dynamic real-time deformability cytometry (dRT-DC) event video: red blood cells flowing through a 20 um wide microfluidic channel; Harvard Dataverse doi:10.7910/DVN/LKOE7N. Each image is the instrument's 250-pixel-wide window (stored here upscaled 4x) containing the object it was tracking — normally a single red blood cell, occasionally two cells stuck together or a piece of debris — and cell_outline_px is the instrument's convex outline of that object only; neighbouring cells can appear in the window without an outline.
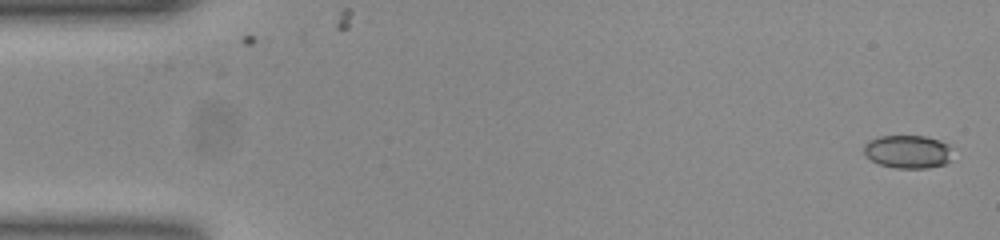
{"species": "common noctule bat (a hibernating species)", "species_latin": "Nyctalus noctula", "temperature_condition": "room temperature", "stored_images_in_passage": 52, "camera_frame_rate_fps": 3000, "um_per_image_px": 0.085, "animal": {"sex": "female", "body_mass_g": 23.0, "forearm_length_mm": 53.4}, "frame": {"image": 1, "passage_image": 1, "time_ms": 0.0, "image_size_px": [1000, 240], "cell_outline_px": [[948, 160], [944, 164], [928, 168], [896, 168], [880, 164], [872, 160], [864, 152], [864, 144], [868, 140], [880, 136], [924, 136], [940, 140], [948, 144]], "centroid_in_image_um": [77.11, 12.88], "position_along_channel_um": 7.9, "area_um2": 16.82}}
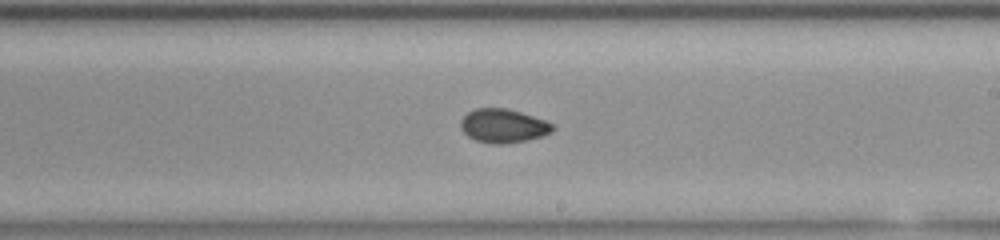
{"frame": {"image": 2, "passage_image": 30, "time_ms": 9.667, "image_size_px": [1000, 240], "cell_outline_px": [[556, 128], [552, 132], [544, 136], [528, 140], [500, 144], [492, 144], [476, 140], [468, 136], [460, 128], [460, 120], [468, 112], [476, 108], [508, 108], [544, 120], [552, 124]], "centroid_in_image_um": [42.78, 10.7], "position_along_channel_um": 246.2, "area_um2": 18.15}}
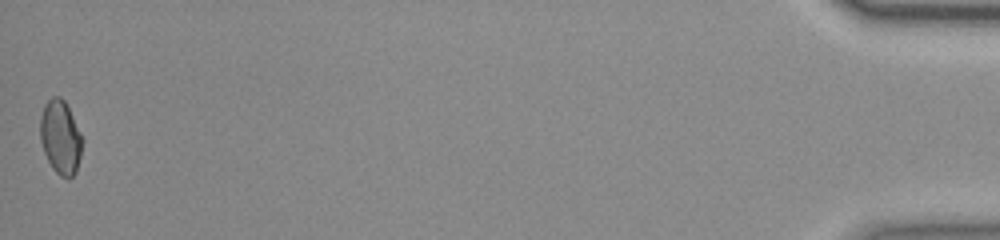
{"frame": {"image": 3, "passage_image": 52, "time_ms": 17.0, "image_size_px": [1000, 240], "cell_outline_px": [[84, 140], [76, 172], [68, 180], [60, 176], [52, 168], [44, 152], [40, 140], [40, 116], [44, 104], [52, 96], [60, 96], [64, 100]], "centroid_in_image_um": [5.14, 11.68], "position_along_channel_um": 430.1, "area_um2": 18.21}, "authors_computed_cell_mechanics": {"area_um2": 17.6868, "velocity_mm_per_s": 3.8824, "shape_relaxation_time_tau1_ms": null, "shape_relaxation_time_tau2_ms": 2.5008, "deformation_change_tau1": null, "deformation_change_tau2": 0.0557}}